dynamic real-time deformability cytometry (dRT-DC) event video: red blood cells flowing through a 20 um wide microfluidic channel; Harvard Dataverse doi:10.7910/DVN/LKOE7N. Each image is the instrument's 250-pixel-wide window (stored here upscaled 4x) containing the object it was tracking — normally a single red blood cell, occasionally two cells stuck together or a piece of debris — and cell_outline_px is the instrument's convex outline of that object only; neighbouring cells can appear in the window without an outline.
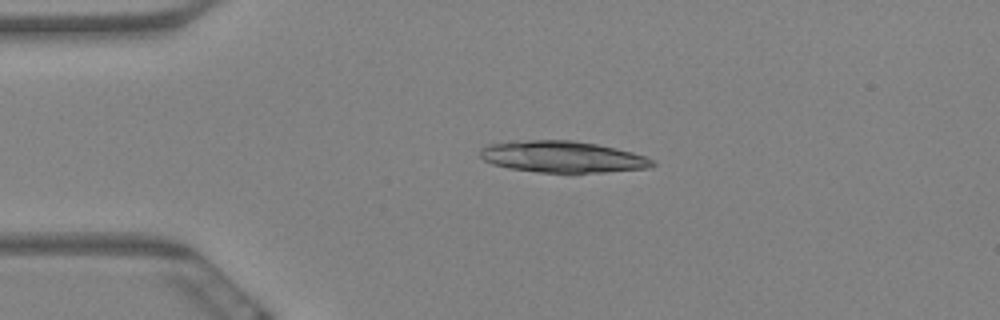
{"species": "Egyptian fruit bat (a non-hibernating species)", "species_latin": "Rousettus aegyptiacus", "temperature_condition": "warm", "stored_images_in_passage": 4, "camera_frame_rate_fps": 3000, "um_per_image_px": 0.085, "animal": {"sex": "female"}, "frame": {"image": 1, "passage_image": 3, "time_ms": 0.667, "image_size_px": [1000, 320], "cell_outline_px": [[656, 164], [648, 168], [604, 172], [540, 172], [508, 168], [492, 164], [484, 160], [480, 156], [480, 148], [488, 144], [528, 140], [572, 140], [596, 144], [632, 152], [656, 160]], "centroid_in_image_um": [47.81, 13.33], "position_along_channel_um": 37.2, "area_um2": 31.44}}